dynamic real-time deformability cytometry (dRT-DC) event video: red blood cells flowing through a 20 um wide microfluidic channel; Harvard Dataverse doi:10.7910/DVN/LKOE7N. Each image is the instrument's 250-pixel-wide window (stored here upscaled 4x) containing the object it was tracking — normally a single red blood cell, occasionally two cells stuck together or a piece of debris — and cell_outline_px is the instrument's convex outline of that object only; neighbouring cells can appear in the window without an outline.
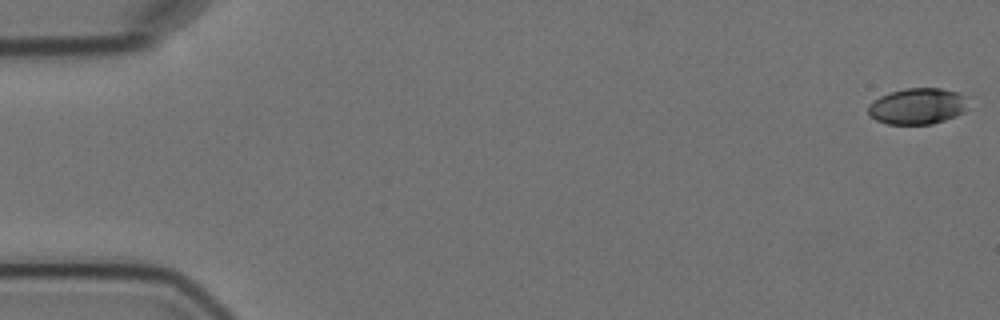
{"species": "Egyptian fruit bat (a non-hibernating species)", "species_latin": "Rousettus aegyptiacus", "temperature_condition": "cold", "stored_images_in_passage": 3, "camera_frame_rate_fps": 3000, "um_per_image_px": 0.085, "animal": {"sex": "female"}, "frame": {"image": 1, "passage_image": 1, "time_ms": 0.0, "image_size_px": [1000, 320], "cell_outline_px": [[968, 108], [964, 112], [956, 116], [932, 124], [888, 124], [876, 120], [868, 112], [868, 104], [880, 96], [904, 88], [940, 88], [960, 92], [964, 96]], "centroid_in_image_um": [78.0, 9.02], "position_along_channel_um": 7.0, "area_um2": 21.1}}